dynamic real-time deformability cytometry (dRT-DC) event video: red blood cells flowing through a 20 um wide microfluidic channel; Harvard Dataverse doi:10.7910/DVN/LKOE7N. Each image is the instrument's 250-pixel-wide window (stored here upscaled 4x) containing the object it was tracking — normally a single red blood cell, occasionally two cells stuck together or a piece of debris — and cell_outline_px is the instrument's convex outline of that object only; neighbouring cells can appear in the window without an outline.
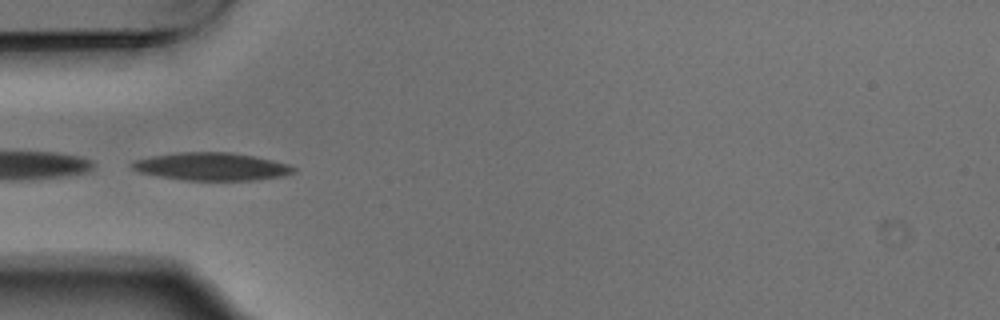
{"species": "Egyptian fruit bat (a non-hibernating species)", "species_latin": "Rousettus aegyptiacus", "temperature_condition": "warm", "stored_images_in_passage": 8, "camera_frame_rate_fps": 3000, "um_per_image_px": 0.085, "animal": {"sex": "male"}, "frame": {"image": 1, "passage_image": 5, "time_ms": 1.333, "image_size_px": [1000, 320], "cell_outline_px": [[296, 172], [280, 176], [256, 180], [184, 180], [156, 176], [140, 172], [132, 168], [132, 160], [152, 156], [176, 152], [232, 152], [256, 156], [288, 164], [296, 168]], "centroid_in_image_um": [17.98, 14.15], "position_along_channel_um": 67.0, "area_um2": 26.24}}
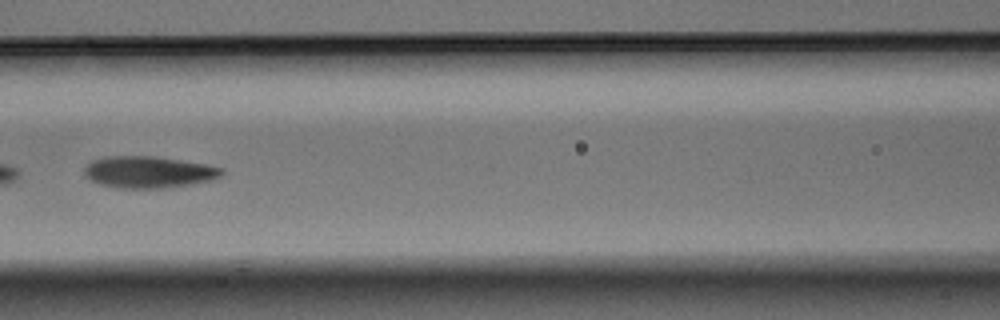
{"frame": {"image": 2, "passage_image": 7, "time_ms": 2.0, "image_size_px": [1000, 320], "cell_outline_px": [[224, 176], [212, 180], [192, 184], [164, 188], [120, 188], [100, 184], [84, 176], [84, 168], [92, 160], [104, 156], [156, 156], [208, 164], [224, 168]], "centroid_in_image_um": [12.68, 14.62], "position_along_channel_um": 153.9, "area_um2": 25.72}}
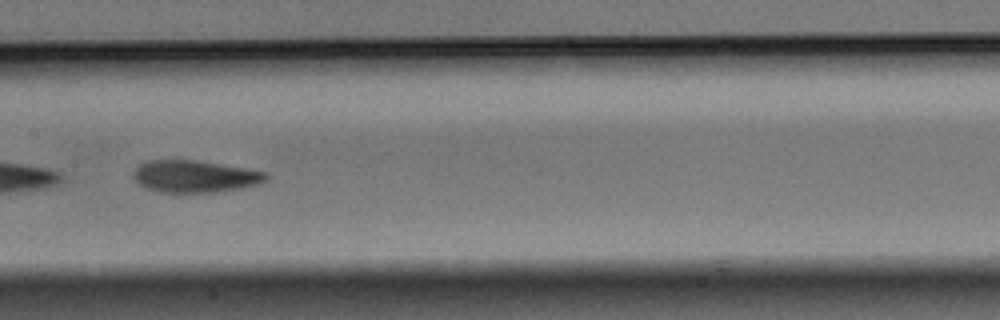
{"frame": {"image": 3, "passage_image": 8, "time_ms": 2.333, "image_size_px": [1000, 320], "cell_outline_px": [[268, 180], [260, 184], [240, 188], [216, 192], [160, 192], [148, 188], [140, 184], [132, 176], [132, 172], [140, 164], [148, 160], [196, 160], [248, 168], [268, 172]], "centroid_in_image_um": [16.61, 14.98], "position_along_channel_um": 190.8, "area_um2": 24.91}}